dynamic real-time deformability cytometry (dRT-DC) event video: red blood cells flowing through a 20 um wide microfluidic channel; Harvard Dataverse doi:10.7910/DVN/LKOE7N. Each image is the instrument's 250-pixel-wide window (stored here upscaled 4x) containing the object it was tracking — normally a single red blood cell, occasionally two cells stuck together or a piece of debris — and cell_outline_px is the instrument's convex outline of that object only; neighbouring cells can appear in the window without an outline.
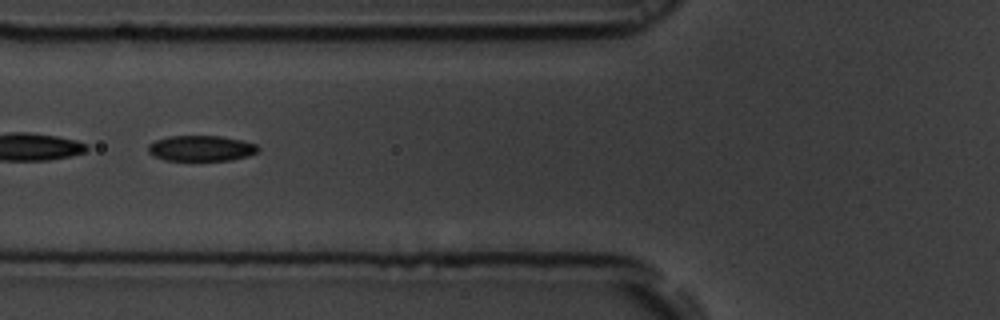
{"species": "common noctule bat (a hibernating species)", "species_latin": "Nyctalus noctula", "temperature_condition": "room temperature", "stored_images_in_passage": 54, "segment_of_instrument_passage": [2, 2], "camera_frame_rate_fps": 3000, "um_per_image_px": 0.085, "animal": {"sex": "male", "body_mass_g": 19.5, "forearm_length_mm": 54.6}, "frame": {"image": 1, "passage_image": 21, "time_ms": 6.667, "image_size_px": [1000, 320], "cell_outline_px": [[260, 148], [256, 152], [248, 156], [232, 160], [164, 160], [152, 156], [148, 152], [148, 144], [156, 140], [168, 136], [220, 136], [240, 140], [256, 144]], "centroid_in_image_um": [17.07, 12.61], "position_along_channel_um": 108.7, "area_um2": 16.42}}